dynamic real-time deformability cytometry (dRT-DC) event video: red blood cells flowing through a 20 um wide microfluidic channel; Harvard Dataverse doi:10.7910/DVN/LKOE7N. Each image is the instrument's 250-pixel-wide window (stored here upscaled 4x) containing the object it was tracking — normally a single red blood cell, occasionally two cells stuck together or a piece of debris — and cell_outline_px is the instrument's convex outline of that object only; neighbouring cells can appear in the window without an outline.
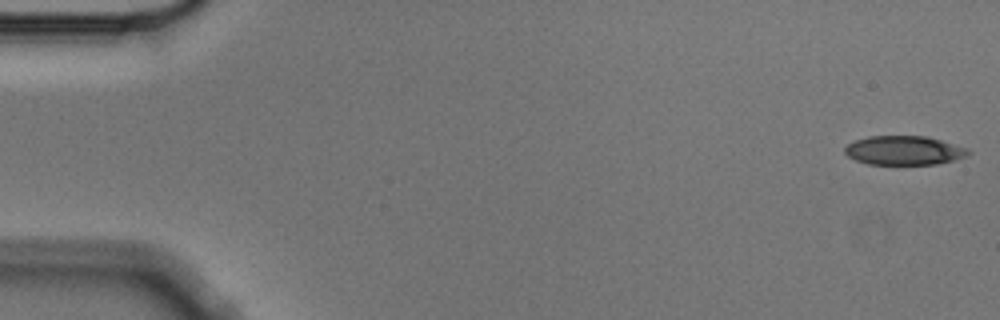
{"species": "Egyptian fruit bat (a non-hibernating species)", "species_latin": "Rousettus aegyptiacus", "temperature_condition": "cold", "stored_images_in_passage": 5, "camera_frame_rate_fps": 3000, "um_per_image_px": 0.085, "animal": {"sex": "male"}, "frame": {"image": 1, "passage_image": 1, "time_ms": 0.0, "image_size_px": [1000, 320], "cell_outline_px": [[972, 152], [964, 156], [952, 160], [936, 164], [868, 164], [856, 160], [848, 156], [844, 152], [844, 148], [848, 144], [856, 140], [868, 136], [928, 136], [964, 148]], "centroid_in_image_um": [76.78, 12.78], "position_along_channel_um": 8.2, "area_um2": 20.58}}
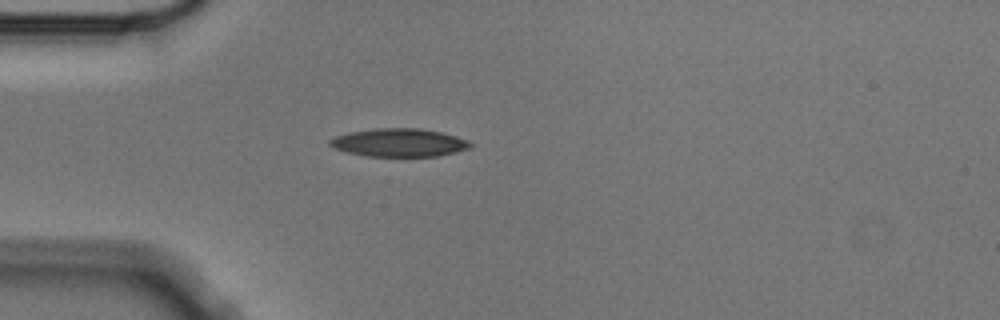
{"frame": {"image": 2, "passage_image": 5, "time_ms": 1.333, "image_size_px": [1000, 320], "cell_outline_px": [[472, 144], [468, 148], [456, 152], [436, 156], [364, 156], [332, 148], [328, 144], [328, 140], [336, 136], [348, 132], [376, 128], [420, 128], [440, 132], [456, 136], [468, 140]], "centroid_in_image_um": [33.88, 12.12], "position_along_channel_um": 51.1, "area_um2": 23.06}}